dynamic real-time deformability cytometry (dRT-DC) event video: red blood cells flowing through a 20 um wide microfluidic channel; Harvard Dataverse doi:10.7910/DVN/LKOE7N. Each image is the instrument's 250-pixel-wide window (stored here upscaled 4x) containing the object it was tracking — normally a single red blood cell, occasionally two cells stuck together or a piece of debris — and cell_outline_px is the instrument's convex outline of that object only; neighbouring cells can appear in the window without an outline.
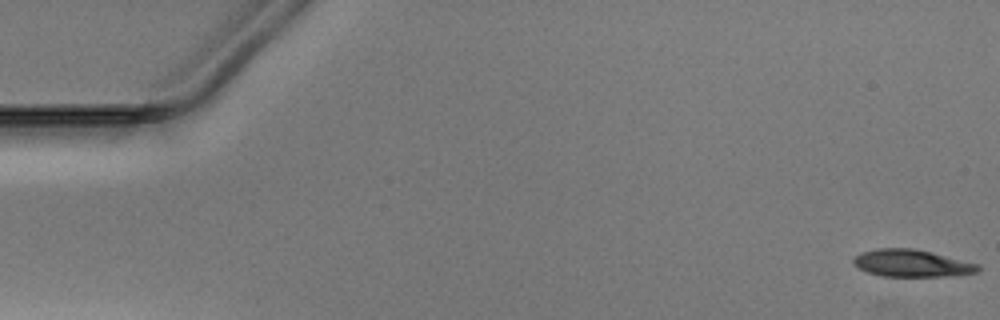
{"species": "Egyptian fruit bat (a non-hibernating species)", "species_latin": "Rousettus aegyptiacus", "temperature_condition": "warm", "stored_images_in_passage": 50, "camera_frame_rate_fps": 3000, "um_per_image_px": 0.085, "animal": {"sex": "male"}, "frame": {"image": 1, "passage_image": 1, "time_ms": 0.0, "image_size_px": [1000, 320], "cell_outline_px": [[980, 272], [948, 276], [884, 276], [868, 272], [860, 268], [852, 260], [856, 256], [864, 252], [876, 248], [912, 248], [980, 264]], "centroid_in_image_um": [77.55, 22.38], "position_along_channel_um": 7.5, "area_um2": 19.42}}
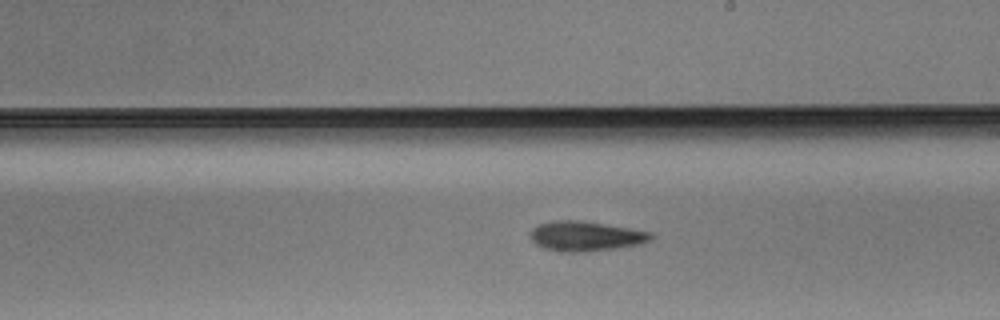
{"frame": {"image": 2, "passage_image": 29, "time_ms": 9.333, "image_size_px": [1000, 320], "cell_outline_px": [[656, 236], [652, 240], [640, 244], [588, 252], [560, 252], [544, 248], [536, 244], [528, 236], [528, 232], [532, 228], [540, 224], [556, 220], [576, 220], [628, 228], [652, 232]], "centroid_in_image_um": [49.76, 20.08], "position_along_channel_um": 239.2, "area_um2": 21.04}}
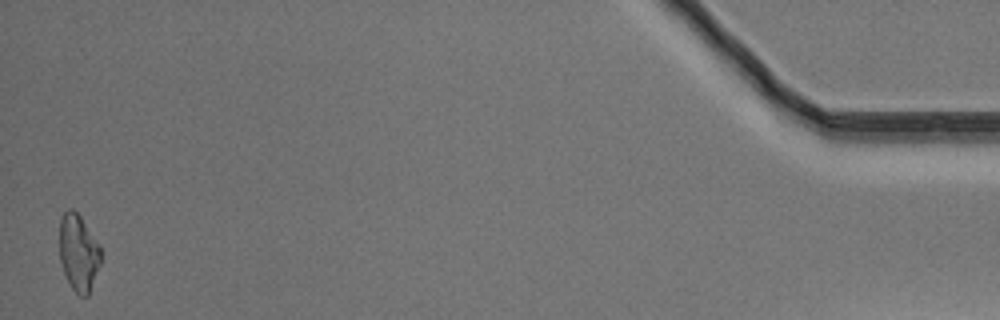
{"frame": {"image": 3, "passage_image": 50, "time_ms": 16.333, "image_size_px": [1000, 320], "cell_outline_px": [[100, 264], [88, 296], [80, 296], [72, 288], [64, 272], [60, 260], [60, 220], [64, 212], [68, 208], [72, 208], [80, 216], [100, 244]], "centroid_in_image_um": [6.68, 21.46], "position_along_channel_um": 428.5, "area_um2": 18.32}}